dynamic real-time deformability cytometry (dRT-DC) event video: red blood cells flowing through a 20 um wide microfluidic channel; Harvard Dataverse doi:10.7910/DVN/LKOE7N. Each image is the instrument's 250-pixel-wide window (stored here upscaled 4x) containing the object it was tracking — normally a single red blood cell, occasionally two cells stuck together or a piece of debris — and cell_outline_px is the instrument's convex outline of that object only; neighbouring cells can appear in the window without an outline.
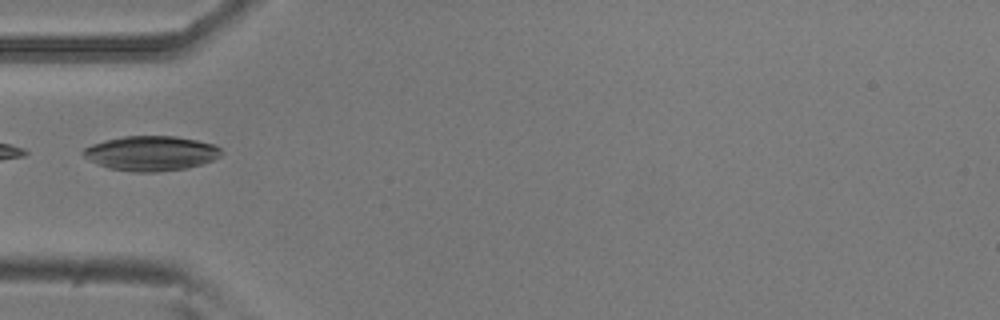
{"species": "common noctule bat (a hibernating species)", "species_latin": "Nyctalus noctula", "temperature_condition": "room temperature", "stored_images_in_passage": 7, "camera_frame_rate_fps": 3000, "um_per_image_px": 0.085, "animal": {"sex": "male", "body_mass_g": 20.5, "forearm_length_mm": 52.5}, "frame": {"image": 1, "passage_image": 1, "time_ms": 0.0, "image_size_px": [1000, 320], "cell_outline_px": [[224, 152], [220, 156], [212, 160], [200, 164], [184, 168], [156, 172], [132, 172], [108, 168], [88, 160], [80, 152], [84, 148], [92, 144], [104, 140], [124, 136], [176, 136], [216, 144]], "centroid_in_image_um": [12.82, 13.02], "position_along_channel_um": 72.2, "area_um2": 28.09}}
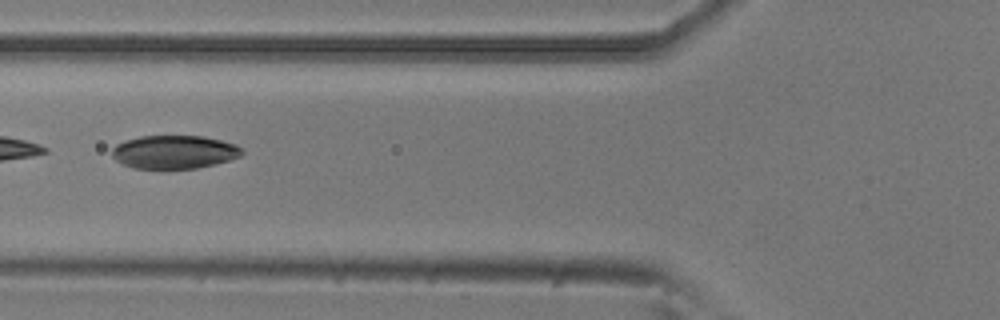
{"frame": {"image": 2, "passage_image": 4, "time_ms": 1.0, "image_size_px": [1000, 320], "cell_outline_px": [[244, 152], [240, 156], [228, 160], [196, 168], [132, 168], [116, 160], [112, 156], [112, 148], [116, 144], [124, 140], [140, 136], [204, 136], [236, 144]], "centroid_in_image_um": [14.78, 12.9], "position_along_channel_um": 111.0, "area_um2": 25.09}}